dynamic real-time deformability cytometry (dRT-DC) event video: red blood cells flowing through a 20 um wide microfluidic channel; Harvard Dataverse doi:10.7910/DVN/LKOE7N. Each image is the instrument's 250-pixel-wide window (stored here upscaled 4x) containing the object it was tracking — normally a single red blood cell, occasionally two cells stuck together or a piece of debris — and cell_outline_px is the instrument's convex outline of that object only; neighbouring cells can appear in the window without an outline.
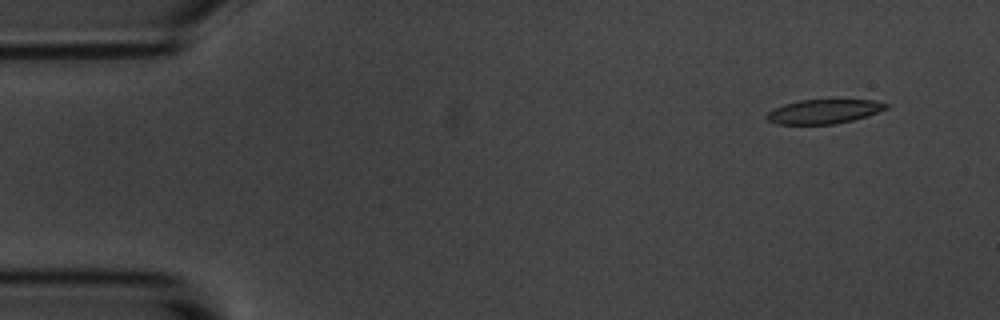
{"species": "common noctule bat (a hibernating species)", "species_latin": "Nyctalus noctula", "temperature_condition": "room temperature", "stored_images_in_passage": 5, "camera_frame_rate_fps": 3000, "um_per_image_px": 0.085, "animal": {"sex": "male", "body_mass_g": 20.1, "forearm_length_mm": 53.5}, "frame": {"image": 1, "passage_image": 1, "time_ms": 0.0, "image_size_px": [1000, 320], "cell_outline_px": [[888, 108], [868, 116], [836, 124], [776, 124], [768, 120], [764, 116], [772, 108], [784, 104], [800, 100], [876, 100], [888, 104]], "centroid_in_image_um": [70.01, 9.48], "position_along_channel_um": 15.0, "area_um2": 16.94}}
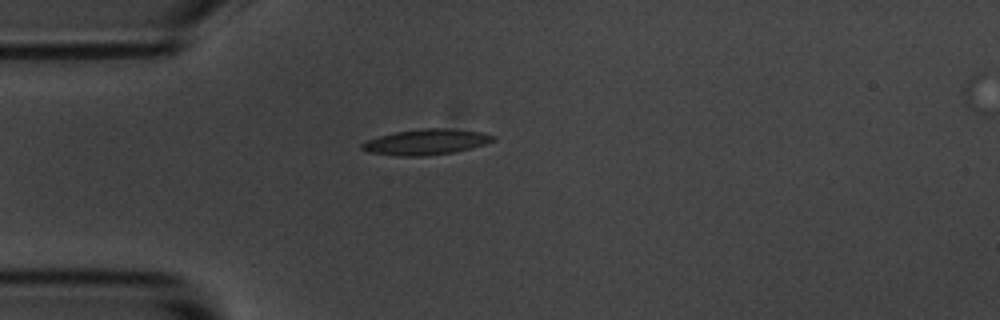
{"frame": {"image": 2, "passage_image": 4, "time_ms": 3.333, "image_size_px": [1000, 320], "cell_outline_px": [[496, 140], [484, 144], [452, 152], [420, 156], [400, 156], [368, 152], [360, 148], [360, 144], [368, 140], [380, 136], [396, 132], [424, 128], [448, 128], [484, 132], [496, 136]], "centroid_in_image_um": [36.23, 12.05], "position_along_channel_um": 48.8, "area_um2": 19.36}}